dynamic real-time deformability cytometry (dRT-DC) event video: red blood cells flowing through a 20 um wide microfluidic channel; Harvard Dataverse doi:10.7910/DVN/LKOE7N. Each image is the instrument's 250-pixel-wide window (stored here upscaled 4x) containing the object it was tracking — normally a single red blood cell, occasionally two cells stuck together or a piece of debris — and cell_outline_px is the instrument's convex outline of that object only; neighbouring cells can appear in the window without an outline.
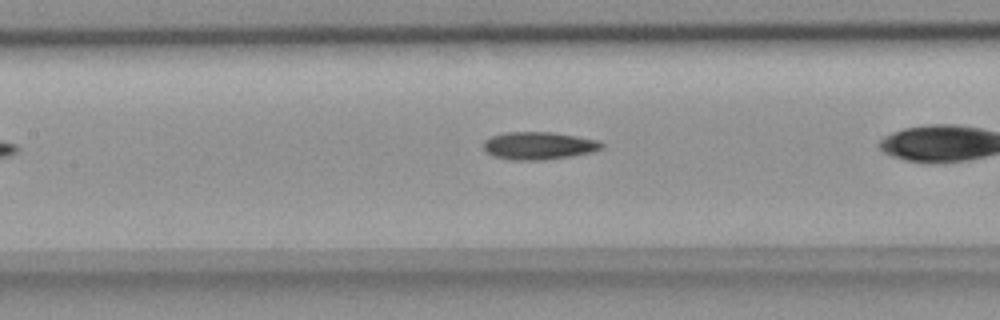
{"species": "common noctule bat (a hibernating species)", "species_latin": "Nyctalus noctula", "temperature_condition": "room temperature", "stored_images_in_passage": 25, "camera_frame_rate_fps": 3000, "um_per_image_px": 0.085, "animal": {"sex": "female", "body_mass_g": 18.4}, "frame": {"image": 1, "passage_image": 8, "time_ms": 2.333, "image_size_px": [1000, 320], "cell_outline_px": [[604, 148], [592, 152], [572, 156], [544, 160], [512, 160], [492, 156], [484, 148], [484, 140], [492, 136], [508, 132], [552, 132], [576, 136], [596, 140], [604, 144]], "centroid_in_image_um": [45.81, 12.39], "position_along_channel_um": 161.6, "area_um2": 19.02}}
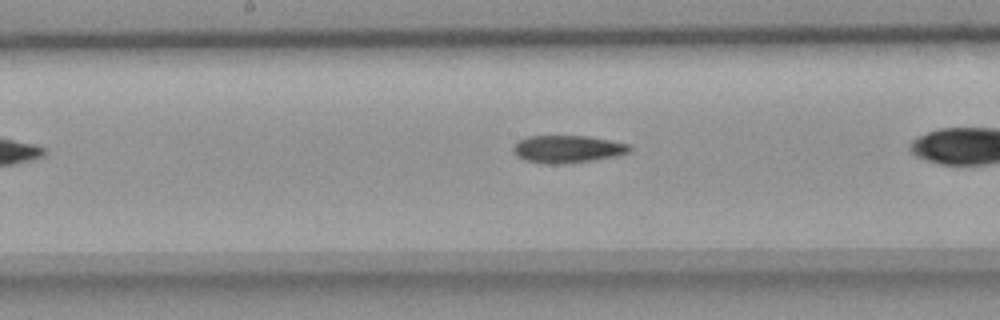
{"frame": {"image": 2, "passage_image": 11, "time_ms": 3.333, "image_size_px": [1000, 320], "cell_outline_px": [[632, 148], [628, 152], [616, 156], [592, 160], [560, 164], [548, 164], [524, 160], [516, 156], [512, 152], [512, 148], [516, 140], [528, 136], [588, 136], [628, 144]], "centroid_in_image_um": [48.16, 12.67], "position_along_channel_um": 200.0, "area_um2": 18.67}}